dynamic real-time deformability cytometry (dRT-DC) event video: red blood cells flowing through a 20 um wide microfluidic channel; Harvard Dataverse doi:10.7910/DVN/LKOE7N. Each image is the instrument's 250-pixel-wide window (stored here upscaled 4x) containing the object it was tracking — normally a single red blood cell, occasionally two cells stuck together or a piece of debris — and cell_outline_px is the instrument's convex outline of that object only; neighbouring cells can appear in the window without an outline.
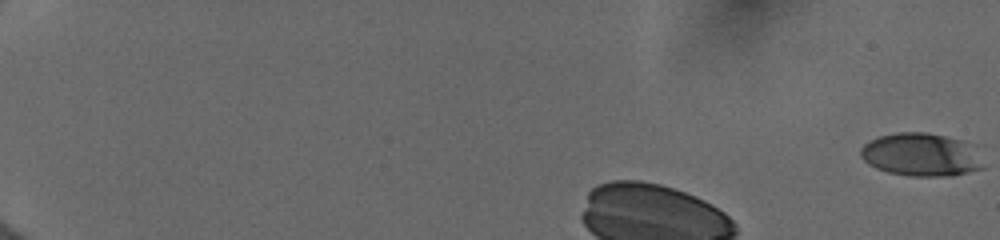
{"species": "human", "species_latin": "Homo sapiens", "temperature_condition": "cold", "stored_images_in_passage": 11, "camera_frame_rate_fps": 3000, "um_per_image_px": 0.085, "donor": {"sex": "female"}, "frame": {"image": 1, "passage_image": 1, "time_ms": 0.0, "image_size_px": [1000, 240], "cell_outline_px": [[984, 168], [952, 176], [908, 176], [888, 172], [876, 168], [868, 164], [860, 156], [860, 148], [868, 140], [880, 136], [896, 132], [928, 132], [960, 140]], "centroid_in_image_um": [78.12, 13.16], "position_along_channel_um": 6.9, "area_um2": 30.0}}